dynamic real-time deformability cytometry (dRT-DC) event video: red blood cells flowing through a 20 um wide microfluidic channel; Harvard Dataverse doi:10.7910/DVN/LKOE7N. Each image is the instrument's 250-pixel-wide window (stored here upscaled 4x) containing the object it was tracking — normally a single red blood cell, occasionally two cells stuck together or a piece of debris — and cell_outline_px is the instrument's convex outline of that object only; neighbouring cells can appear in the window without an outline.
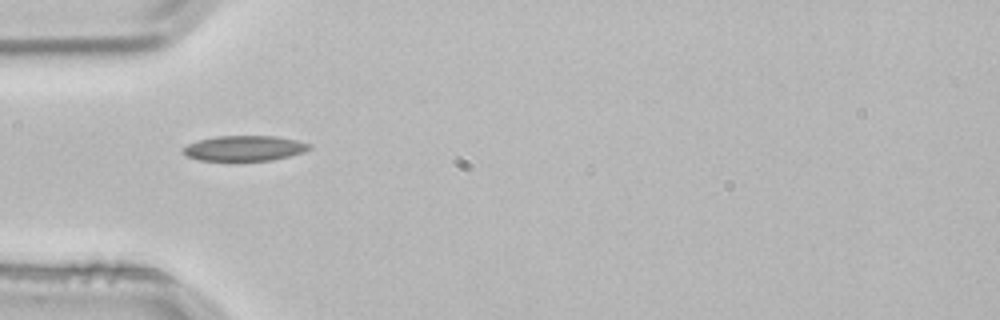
{"species": "common noctule bat (a hibernating species)", "species_latin": "Nyctalus noctula", "temperature_condition": "room temperature", "stored_images_in_passage": 3, "camera_frame_rate_fps": 3000, "um_per_image_px": 0.085, "animal": {"sex": "male", "body_mass_g": 21.5, "forearm_length_mm": 52.0}, "frame": {"image": 1, "passage_image": 3, "time_ms": 0.667, "image_size_px": [1000, 320], "cell_outline_px": [[312, 148], [304, 152], [272, 160], [200, 160], [188, 156], [184, 152], [184, 148], [188, 144], [200, 140], [216, 136], [276, 136], [296, 140], [312, 144]], "centroid_in_image_um": [20.84, 12.59], "position_along_channel_um": 64.2, "area_um2": 18.32}}